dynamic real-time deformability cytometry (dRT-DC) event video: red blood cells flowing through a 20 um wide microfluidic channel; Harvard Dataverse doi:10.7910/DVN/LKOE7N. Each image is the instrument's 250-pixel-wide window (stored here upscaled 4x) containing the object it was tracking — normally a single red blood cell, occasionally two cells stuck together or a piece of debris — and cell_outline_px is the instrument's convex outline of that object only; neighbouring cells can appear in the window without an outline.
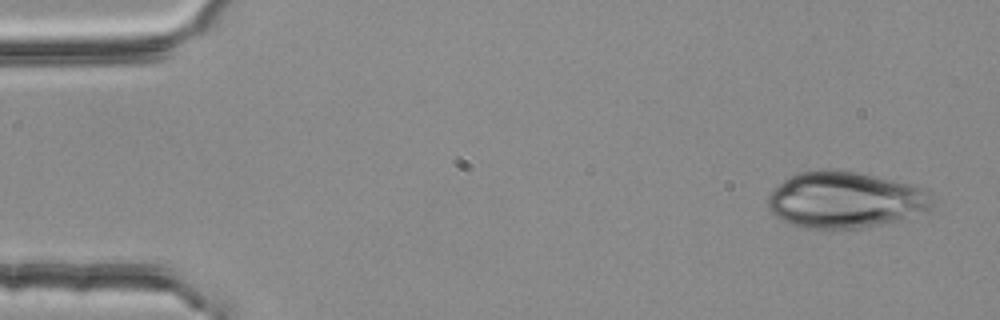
{"species": "common noctule bat (a hibernating species)", "species_latin": "Nyctalus noctula", "temperature_condition": "room temperature", "stored_images_in_passage": 3, "camera_frame_rate_fps": 3000, "um_per_image_px": 0.085, "animal": {"sex": "female", "body_mass_g": 25.1}, "frame": {"image": 1, "passage_image": 1, "time_ms": 0.0, "image_size_px": [1000, 320], "cell_outline_px": [[936, 196], [932, 212], [888, 224], [860, 228], [804, 228], [792, 224], [776, 216], [768, 208], [768, 196], [784, 180], [800, 172], [856, 172], [876, 176], [912, 184], [928, 188]], "centroid_in_image_um": [72.03, 17.03], "position_along_channel_um": 13.0, "area_um2": 54.22}}